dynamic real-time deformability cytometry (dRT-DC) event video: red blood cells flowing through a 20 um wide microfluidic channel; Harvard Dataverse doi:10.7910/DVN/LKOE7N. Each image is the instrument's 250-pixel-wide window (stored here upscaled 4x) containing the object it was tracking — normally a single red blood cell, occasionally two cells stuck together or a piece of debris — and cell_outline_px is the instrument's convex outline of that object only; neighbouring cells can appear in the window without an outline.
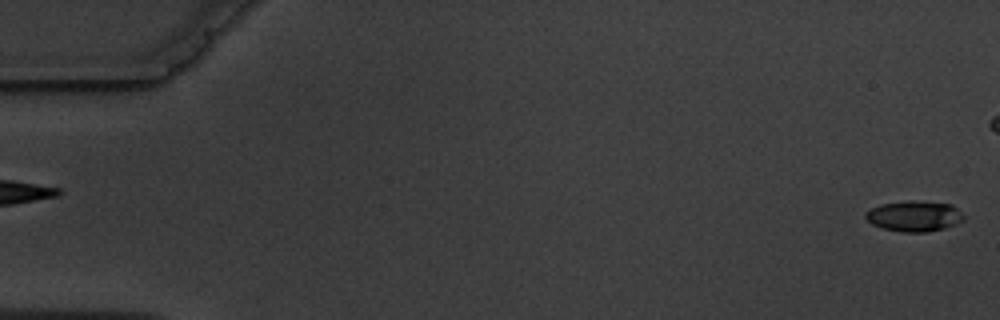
{"species": "common noctule bat (a hibernating species)", "species_latin": "Nyctalus noctula", "temperature_condition": "warm", "stored_images_in_passage": 6, "segment_of_instrument_passage": [2, 2], "camera_frame_rate_fps": 3000, "um_per_image_px": 0.085, "animal": {"sex": "male", "body_mass_g": 19.5, "forearm_length_mm": 54.6}, "frame": {"image": 1, "passage_image": 6, "time_ms": 6.333, "image_size_px": [1000, 320], "cell_outline_px": [[964, 220], [956, 224], [944, 228], [928, 232], [900, 232], [884, 228], [872, 224], [864, 216], [864, 212], [880, 204], [908, 200], [952, 204], [964, 216]], "centroid_in_image_um": [77.7, 18.37], "position_along_channel_um": 7.3, "area_um2": 17.51}}